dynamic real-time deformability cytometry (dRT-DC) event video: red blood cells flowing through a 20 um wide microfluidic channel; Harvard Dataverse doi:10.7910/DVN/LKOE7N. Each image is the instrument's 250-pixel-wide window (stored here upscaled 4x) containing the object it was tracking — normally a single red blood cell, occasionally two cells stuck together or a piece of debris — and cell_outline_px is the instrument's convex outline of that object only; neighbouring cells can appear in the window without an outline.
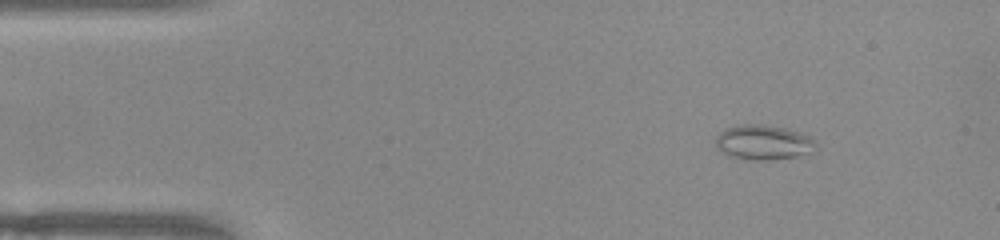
{"species": "common noctule bat (a hibernating species)", "species_latin": "Nyctalus noctula", "temperature_condition": "warm", "stored_images_in_passage": 47, "camera_frame_rate_fps": 3000, "um_per_image_px": 0.085, "animal": {"sex": "female", "body_mass_g": 22.0, "forearm_length_mm": 56.7}, "frame": {"image": 1, "passage_image": 1, "time_ms": 0.0, "image_size_px": [1000, 240], "cell_outline_px": [[816, 152], [796, 156], [764, 160], [744, 160], [728, 156], [720, 152], [716, 144], [716, 136], [720, 132], [728, 128], [744, 124], [756, 124], [784, 128], [800, 132], [808, 136], [816, 144]], "centroid_in_image_um": [64.87, 12.12], "position_along_channel_um": 20.1, "area_um2": 20.29}}
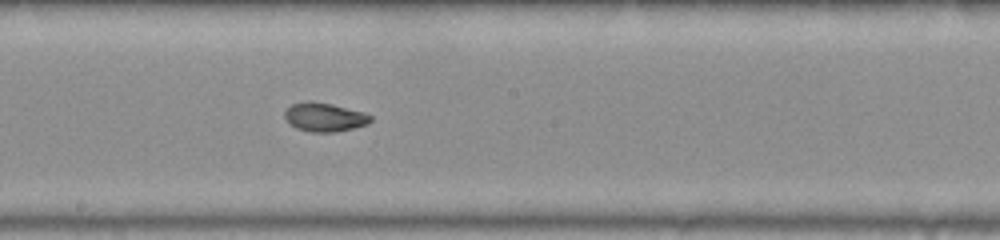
{"frame": {"image": 2, "passage_image": 22, "time_ms": 7.0, "image_size_px": [1000, 240], "cell_outline_px": [[372, 120], [368, 124], [336, 132], [312, 132], [296, 128], [288, 124], [284, 116], [284, 112], [292, 104], [332, 104], [364, 112], [372, 116]], "centroid_in_image_um": [27.62, 10.0], "position_along_channel_um": 220.6, "area_um2": 13.93}}
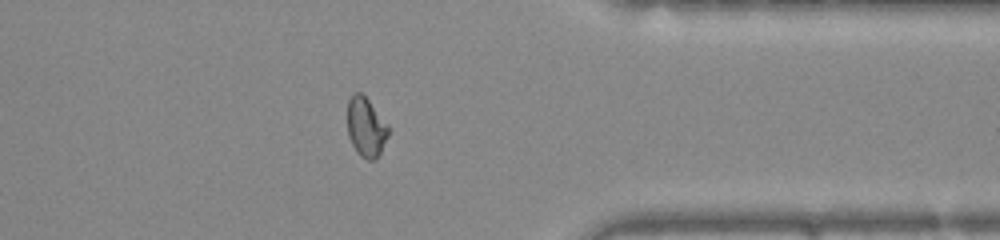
{"frame": {"image": 3, "passage_image": 35, "time_ms": 11.333, "image_size_px": [1000, 240], "cell_outline_px": [[388, 136], [376, 160], [368, 160], [360, 156], [356, 152], [348, 136], [348, 100], [352, 92], [360, 92], [368, 100], [388, 124]], "centroid_in_image_um": [31.1, 10.81], "position_along_channel_um": 380.3, "area_um2": 14.16}, "authors_computed_cell_mechanics": {"area_um2": 14.6234, "velocity_mm_per_s": 3.9791, "shape_relaxation_time_tau1_ms": 7.6057, "shape_relaxation_time_tau2_ms": 1.6224, "deformation_change_tau1": 0.2023, "deformation_change_tau2": 0.0645}}